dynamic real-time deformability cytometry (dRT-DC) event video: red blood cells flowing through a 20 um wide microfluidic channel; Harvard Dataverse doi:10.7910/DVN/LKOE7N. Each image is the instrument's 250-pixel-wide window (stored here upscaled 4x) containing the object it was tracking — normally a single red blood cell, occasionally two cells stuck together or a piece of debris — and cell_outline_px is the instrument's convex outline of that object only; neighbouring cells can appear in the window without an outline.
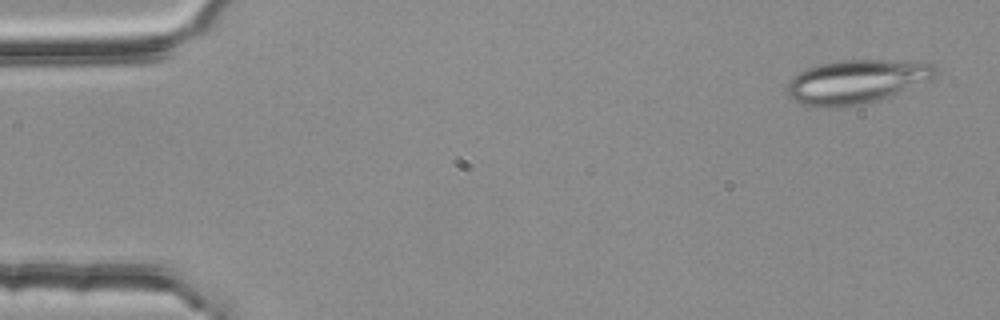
{"species": "common noctule bat (a hibernating species)", "species_latin": "Nyctalus noctula", "temperature_condition": "room temperature", "stored_images_in_passage": 4, "camera_frame_rate_fps": 3000, "um_per_image_px": 0.085, "animal": {"sex": "female", "body_mass_g": 25.1}, "frame": {"image": 1, "passage_image": 1, "time_ms": 0.0, "image_size_px": [1000, 320], "cell_outline_px": [[940, 72], [936, 76], [928, 80], [888, 96], [864, 104], [828, 108], [816, 108], [792, 100], [788, 96], [788, 84], [804, 68], [836, 60], [908, 60], [932, 64]], "centroid_in_image_um": [72.79, 6.93], "position_along_channel_um": 12.2, "area_um2": 37.74}}